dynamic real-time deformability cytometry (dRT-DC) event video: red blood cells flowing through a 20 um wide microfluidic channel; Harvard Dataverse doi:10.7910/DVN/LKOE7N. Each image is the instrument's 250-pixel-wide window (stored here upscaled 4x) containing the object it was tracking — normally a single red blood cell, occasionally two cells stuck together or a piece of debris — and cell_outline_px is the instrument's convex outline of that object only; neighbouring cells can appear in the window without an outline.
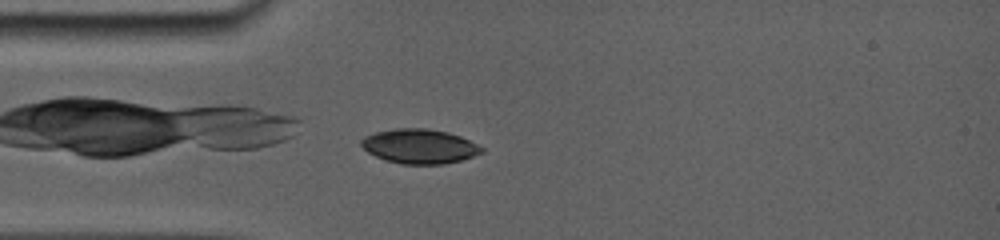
{"species": "common noctule bat (a hibernating species)", "species_latin": "Nyctalus noctula", "temperature_condition": "room temperature", "stored_images_in_passage": 43, "camera_frame_rate_fps": 5000, "um_per_image_px": 0.085, "animal": {"sex": "female", "body_mass_g": 19.0, "forearm_length_mm": 56.7}, "frame": {"image": 1, "passage_image": 13, "time_ms": 4.2, "image_size_px": [1000, 240], "cell_outline_px": [[484, 148], [480, 152], [472, 156], [460, 160], [444, 164], [400, 164], [376, 156], [368, 152], [360, 144], [360, 140], [368, 136], [380, 132], [404, 128], [424, 128], [444, 132], [468, 140]], "centroid_in_image_um": [35.65, 12.45], "position_along_channel_um": 49.4, "area_um2": 23.35}}
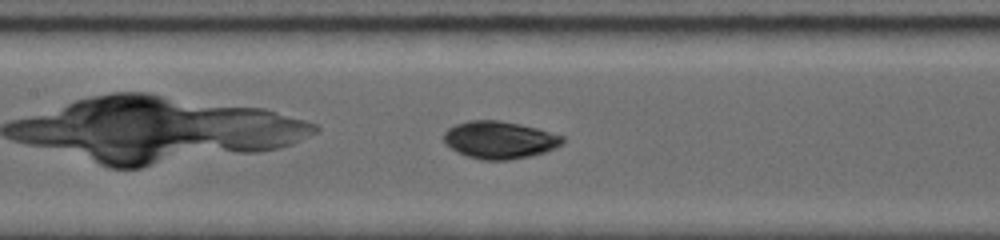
{"frame": {"image": 2, "passage_image": 22, "time_ms": 7.4, "image_size_px": [1000, 240], "cell_outline_px": [[564, 140], [560, 144], [544, 152], [528, 156], [508, 160], [484, 160], [468, 156], [452, 148], [444, 140], [444, 132], [448, 128], [456, 124], [468, 120], [496, 120], [536, 128], [560, 136]], "centroid_in_image_um": [42.41, 11.89], "position_along_channel_um": 165.0, "area_um2": 25.14}}
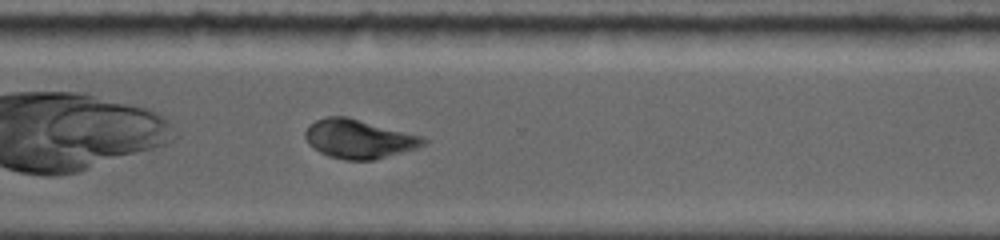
{"frame": {"image": 3, "passage_image": 35, "time_ms": 12.0, "image_size_px": [1000, 240], "cell_outline_px": [[428, 140], [424, 144], [416, 148], [372, 160], [344, 160], [328, 156], [312, 148], [308, 144], [304, 136], [304, 132], [308, 124], [316, 120], [328, 116], [348, 116], [424, 136]], "centroid_in_image_um": [30.47, 11.79], "position_along_channel_um": 340.1, "area_um2": 27.05}, "authors_computed_cell_mechanics": {"area_um2": 24.5072, "velocity_mm_per_s": 3.8171, "shape_relaxation_time_tau1_ms": 1.7019, "shape_relaxation_time_tau2_ms": 4.4688, "deformation_change_tau1": 0.0812, "deformation_change_tau2": 0.0847}}